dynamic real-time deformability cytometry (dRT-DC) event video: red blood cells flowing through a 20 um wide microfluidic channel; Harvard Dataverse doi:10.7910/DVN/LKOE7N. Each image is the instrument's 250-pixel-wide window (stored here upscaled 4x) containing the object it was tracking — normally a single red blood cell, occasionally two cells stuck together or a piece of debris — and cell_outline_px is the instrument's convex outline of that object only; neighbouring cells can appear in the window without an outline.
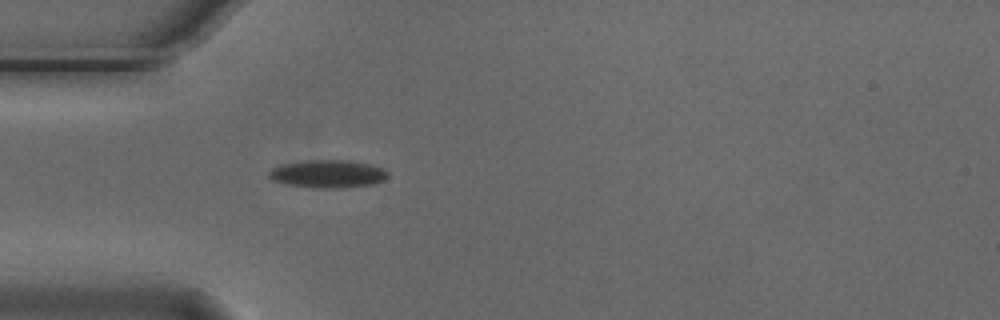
{"species": "Egyptian fruit bat (a non-hibernating species)", "species_latin": "Rousettus aegyptiacus", "temperature_condition": "cold", "stored_images_in_passage": 3, "camera_frame_rate_fps": 3000, "um_per_image_px": 0.085, "animal": {"sex": "male"}, "frame": {"image": 1, "passage_image": 3, "time_ms": 0.667, "image_size_px": [1000, 320], "cell_outline_px": [[388, 176], [384, 180], [372, 184], [344, 188], [312, 188], [288, 184], [272, 180], [268, 176], [268, 172], [272, 168], [280, 164], [308, 160], [344, 160], [368, 164], [384, 168], [388, 172]], "centroid_in_image_um": [27.85, 14.78], "position_along_channel_um": 57.1, "area_um2": 19.36}}